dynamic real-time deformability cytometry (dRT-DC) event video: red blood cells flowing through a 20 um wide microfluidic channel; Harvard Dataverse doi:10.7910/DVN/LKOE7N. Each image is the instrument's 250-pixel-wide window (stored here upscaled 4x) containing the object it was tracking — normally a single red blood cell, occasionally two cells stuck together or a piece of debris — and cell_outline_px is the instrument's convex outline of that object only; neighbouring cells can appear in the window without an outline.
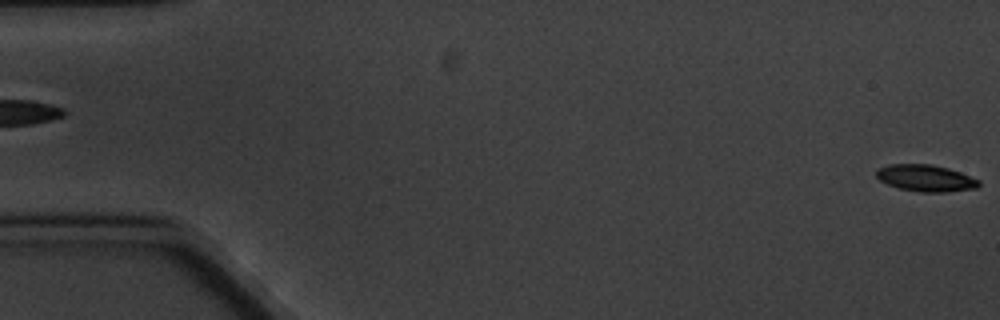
{"species": "common noctule bat (a hibernating species)", "species_latin": "Nyctalus noctula", "temperature_condition": "cold", "stored_images_in_passage": 7, "segment_of_instrument_passage": [2, 2], "camera_frame_rate_fps": 3000, "um_per_image_px": 0.085, "animal": {"sex": "male", "body_mass_g": 20.1, "forearm_length_mm": 53.5}, "frame": {"image": 1, "passage_image": 7, "time_ms": 6.667, "image_size_px": [1000, 320], "cell_outline_px": [[980, 184], [976, 188], [944, 192], [920, 192], [900, 188], [888, 184], [880, 180], [876, 176], [876, 172], [880, 168], [888, 164], [932, 164], [948, 168], [960, 172], [980, 180]], "centroid_in_image_um": [78.7, 15.13], "position_along_channel_um": 6.3, "area_um2": 15.84}}